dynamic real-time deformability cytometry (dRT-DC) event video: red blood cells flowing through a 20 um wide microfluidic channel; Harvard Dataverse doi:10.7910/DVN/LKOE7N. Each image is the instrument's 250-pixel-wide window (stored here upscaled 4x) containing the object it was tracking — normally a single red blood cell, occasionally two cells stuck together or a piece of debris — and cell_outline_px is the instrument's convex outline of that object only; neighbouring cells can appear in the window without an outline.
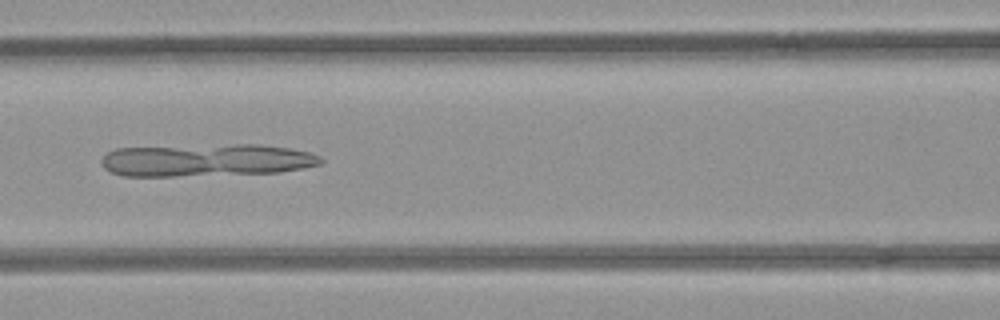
{"species": "common noctule bat (a hibernating species)", "species_latin": "Nyctalus noctula", "temperature_condition": "room temperature", "stored_images_in_passage": 51, "camera_frame_rate_fps": 3000, "um_per_image_px": 0.085, "animal": {"sex": "female", "body_mass_g": 21.9}, "frame": {"image": 1, "passage_image": 22, "time_ms": 7.0, "image_size_px": [1000, 320], "cell_outline_px": [[324, 160], [320, 164], [304, 168], [280, 172], [176, 176], [124, 176], [112, 172], [104, 168], [100, 160], [108, 152], [116, 148], [236, 144], [260, 144], [288, 148], [308, 152], [320, 156]], "centroid_in_image_um": [17.54, 13.61], "position_along_channel_um": 149.1, "area_um2": 41.5}}
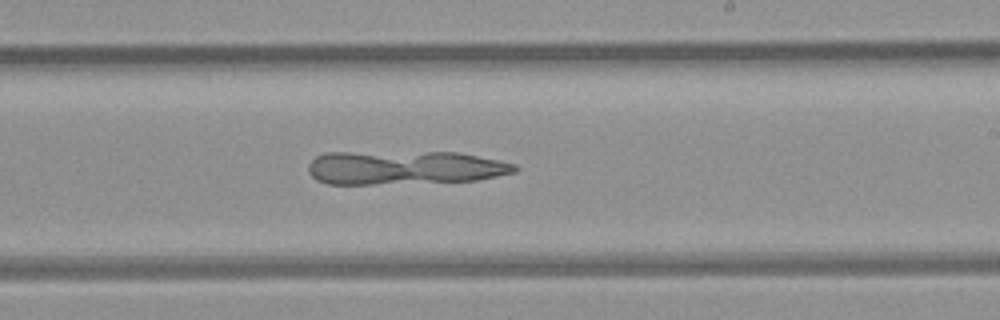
{"frame": {"image": 2, "passage_image": 30, "time_ms": 9.667, "image_size_px": [1000, 320], "cell_outline_px": [[520, 168], [516, 172], [476, 180], [372, 184], [328, 184], [316, 180], [308, 172], [308, 164], [316, 156], [324, 152], [456, 152], [500, 160], [516, 164]], "centroid_in_image_um": [34.35, 14.24], "position_along_channel_um": 254.6, "area_um2": 40.75}}
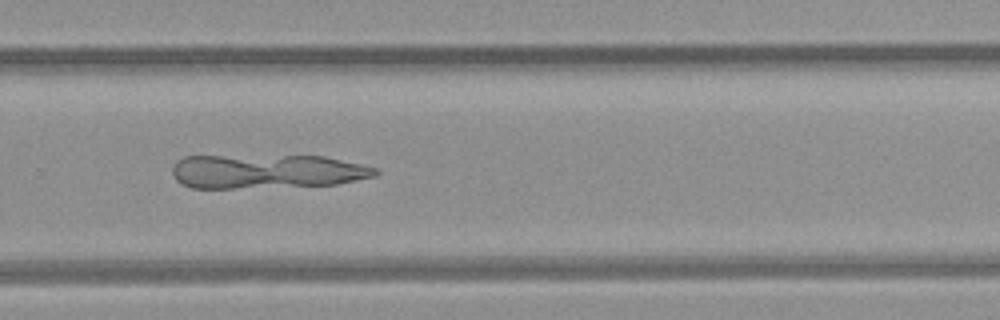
{"frame": {"image": 3, "passage_image": 34, "time_ms": 11.0, "image_size_px": [1000, 320], "cell_outline_px": [[380, 172], [376, 176], [336, 184], [232, 188], [192, 188], [180, 184], [176, 180], [172, 172], [172, 168], [176, 160], [184, 156], [324, 156], [360, 164], [376, 168]], "centroid_in_image_um": [22.63, 14.56], "position_along_channel_um": 307.2, "area_um2": 40.23}}